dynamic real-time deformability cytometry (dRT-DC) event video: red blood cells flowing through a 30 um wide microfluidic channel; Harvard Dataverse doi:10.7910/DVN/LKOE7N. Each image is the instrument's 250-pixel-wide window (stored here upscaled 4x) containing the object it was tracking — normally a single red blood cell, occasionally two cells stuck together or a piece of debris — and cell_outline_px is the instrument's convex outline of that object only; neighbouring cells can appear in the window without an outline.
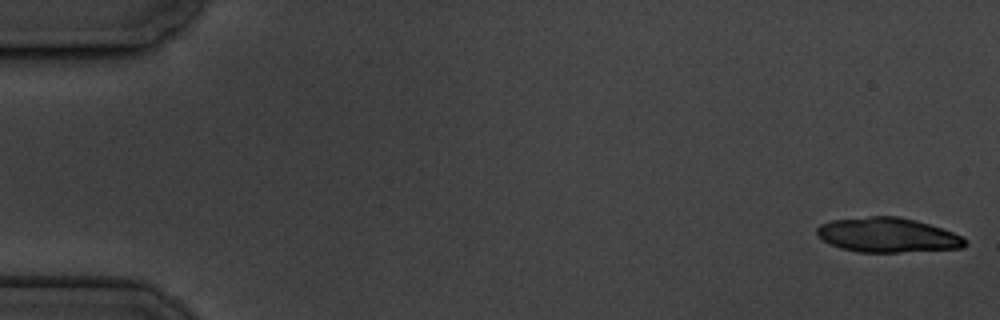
{"species": "common noctule bat (a hibernating species)", "species_latin": "Nyctalus noctula", "temperature_condition": "cold", "stored_images_in_passage": 7, "camera_frame_rate_fps": 3000, "um_per_image_px": 0.085, "animal": {"sex": "male", "body_mass_g": 19.5, "forearm_length_mm": 54.6}, "frame": {"image": 1, "passage_image": 1, "time_ms": 0.0, "image_size_px": [1000, 320], "cell_outline_px": [[968, 244], [964, 248], [900, 252], [860, 252], [840, 248], [824, 240], [816, 232], [816, 228], [820, 224], [832, 220], [872, 216], [900, 216], [916, 220], [952, 232], [960, 236]], "centroid_in_image_um": [75.45, 19.98], "position_along_channel_um": 9.6, "area_um2": 29.65}}